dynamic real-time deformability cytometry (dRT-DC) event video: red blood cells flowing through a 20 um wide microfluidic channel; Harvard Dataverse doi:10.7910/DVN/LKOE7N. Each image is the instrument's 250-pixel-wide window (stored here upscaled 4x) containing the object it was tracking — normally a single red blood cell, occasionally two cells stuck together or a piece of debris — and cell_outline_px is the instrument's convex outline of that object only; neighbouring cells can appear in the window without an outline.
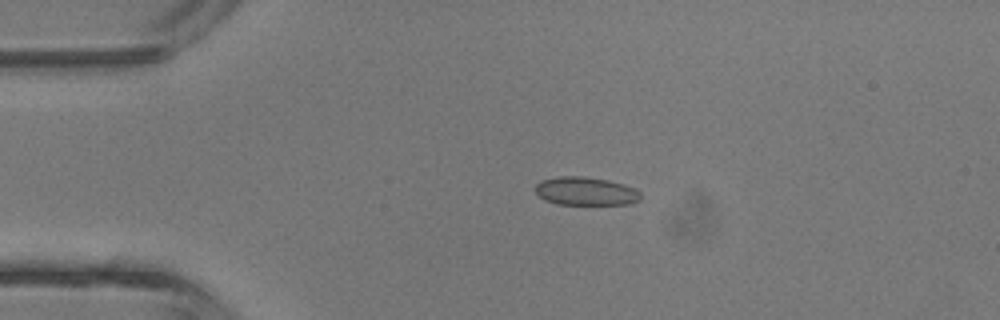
{"species": "common noctule bat (a hibernating species)", "species_latin": "Nyctalus noctula", "temperature_condition": "room temperature", "stored_images_in_passage": 6, "camera_frame_rate_fps": 3000, "um_per_image_px": 0.085, "animal": {"sex": "male", "body_mass_g": 13.3}, "frame": {"image": 1, "passage_image": 4, "time_ms": 3.0, "image_size_px": [1000, 320], "cell_outline_px": [[640, 200], [632, 204], [556, 204], [544, 200], [536, 192], [536, 184], [540, 180], [560, 176], [584, 176], [608, 180], [624, 184], [636, 188], [640, 192]], "centroid_in_image_um": [49.8, 16.25], "position_along_channel_um": 35.2, "area_um2": 17.51}}
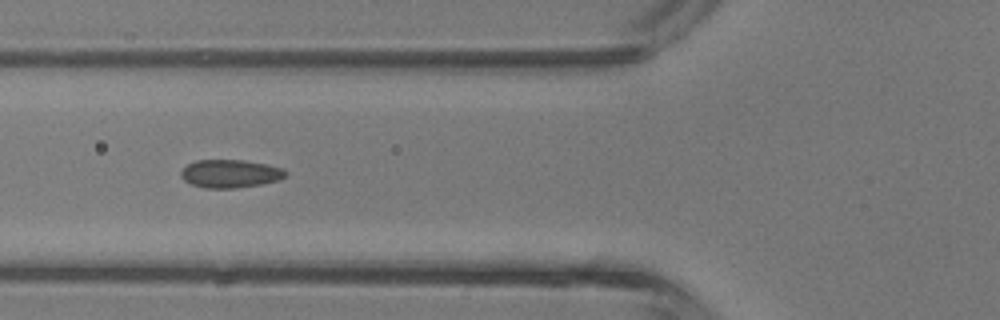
{"frame": {"image": 2, "passage_image": 6, "time_ms": 5.333, "image_size_px": [1000, 320], "cell_outline_px": [[288, 172], [280, 180], [260, 184], [236, 188], [204, 188], [192, 184], [184, 180], [180, 176], [180, 172], [188, 164], [196, 160], [244, 160], [268, 164], [284, 168]], "centroid_in_image_um": [19.59, 14.75], "position_along_channel_um": 106.2, "area_um2": 17.22}}